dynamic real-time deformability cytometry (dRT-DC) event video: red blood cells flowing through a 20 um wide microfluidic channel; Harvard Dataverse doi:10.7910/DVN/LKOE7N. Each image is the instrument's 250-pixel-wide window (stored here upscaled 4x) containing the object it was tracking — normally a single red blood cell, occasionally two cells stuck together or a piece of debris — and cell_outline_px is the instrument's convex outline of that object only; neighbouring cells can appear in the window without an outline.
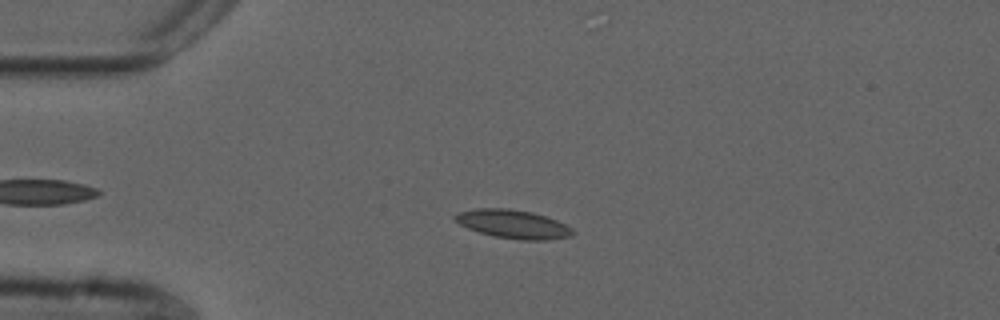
{"species": "common noctule bat (a hibernating species)", "species_latin": "Nyctalus noctula", "temperature_condition": "cold", "stored_images_in_passage": 36, "camera_frame_rate_fps": 3000, "um_per_image_px": 0.085, "animal": {"sex": "male", "forearm_length_mm": 52.5}, "frame": {"image": 1, "passage_image": 13, "time_ms": 4.0, "image_size_px": [1000, 320], "cell_outline_px": [[576, 232], [572, 236], [548, 240], [520, 240], [496, 236], [480, 232], [468, 228], [452, 220], [452, 216], [460, 212], [480, 208], [508, 208], [532, 212], [556, 220], [572, 228]], "centroid_in_image_um": [43.62, 19.05], "position_along_channel_um": 41.4, "area_um2": 19.54}}
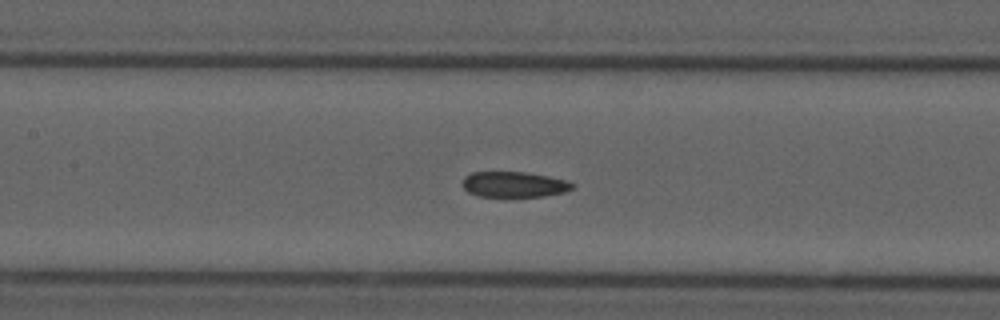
{"frame": {"image": 2, "passage_image": 25, "time_ms": 8.0, "image_size_px": [1000, 320], "cell_outline_px": [[576, 188], [564, 192], [544, 196], [480, 196], [468, 192], [464, 188], [464, 176], [472, 172], [524, 172], [548, 176], [568, 180], [576, 184]], "centroid_in_image_um": [43.76, 15.67], "position_along_channel_um": 163.6, "area_um2": 16.36}}
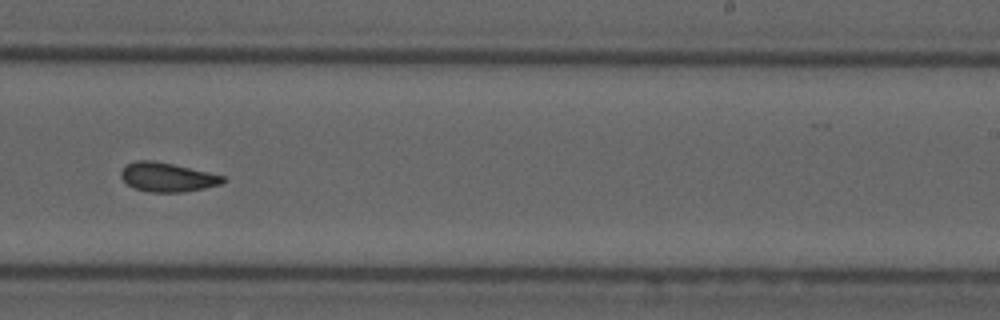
{"frame": {"image": 3, "passage_image": 34, "time_ms": 11.0, "image_size_px": [1000, 320], "cell_outline_px": [[228, 180], [220, 184], [204, 188], [184, 192], [148, 192], [132, 188], [120, 176], [120, 172], [124, 164], [136, 160], [152, 160], [172, 164], [208, 172], [224, 176]], "centroid_in_image_um": [14.18, 15.06], "position_along_channel_um": 274.8, "area_um2": 17.4}}